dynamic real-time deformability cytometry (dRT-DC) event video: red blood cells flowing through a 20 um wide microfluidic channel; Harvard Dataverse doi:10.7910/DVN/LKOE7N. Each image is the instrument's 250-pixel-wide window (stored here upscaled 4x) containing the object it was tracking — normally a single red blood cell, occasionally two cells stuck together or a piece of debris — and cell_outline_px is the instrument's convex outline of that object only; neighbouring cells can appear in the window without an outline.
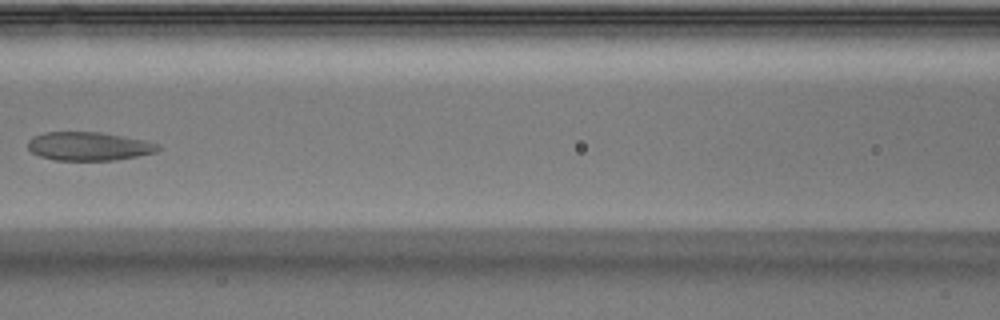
{"species": "Egyptian fruit bat (a non-hibernating species)", "species_latin": "Rousettus aegyptiacus", "temperature_condition": "warm", "stored_images_in_passage": 6, "camera_frame_rate_fps": 3000, "um_per_image_px": 0.085, "animal": {"sex": "male"}, "frame": {"image": 1, "passage_image": 5, "time_ms": 1.333, "image_size_px": [1000, 320], "cell_outline_px": [[160, 148], [156, 152], [116, 160], [56, 160], [40, 156], [32, 152], [28, 148], [28, 140], [32, 136], [48, 132], [100, 132], [144, 140], [160, 144]], "centroid_in_image_um": [7.54, 12.43], "position_along_channel_um": 159.1, "area_um2": 21.56}}
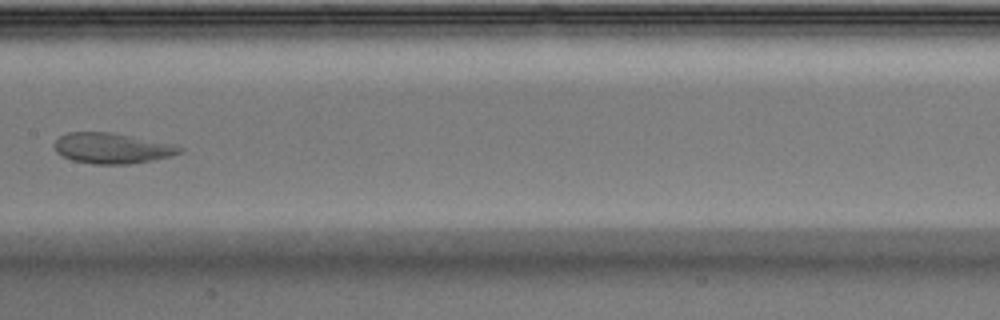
{"frame": {"image": 2, "passage_image": 6, "time_ms": 1.667, "image_size_px": [1000, 320], "cell_outline_px": [[184, 152], [172, 156], [152, 160], [128, 164], [92, 164], [72, 160], [60, 156], [56, 152], [52, 144], [60, 136], [68, 132], [108, 132], [172, 144], [184, 148]], "centroid_in_image_um": [9.48, 12.61], "position_along_channel_um": 197.9, "area_um2": 22.31}}